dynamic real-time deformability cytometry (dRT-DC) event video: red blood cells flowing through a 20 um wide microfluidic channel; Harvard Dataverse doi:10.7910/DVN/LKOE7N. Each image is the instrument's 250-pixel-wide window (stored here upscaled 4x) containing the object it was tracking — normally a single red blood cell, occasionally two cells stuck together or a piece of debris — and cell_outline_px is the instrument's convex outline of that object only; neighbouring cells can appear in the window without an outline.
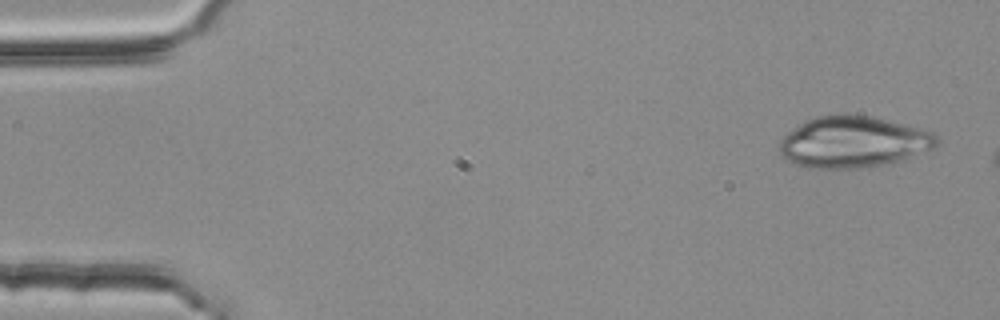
{"species": "common noctule bat (a hibernating species)", "species_latin": "Nyctalus noctula", "temperature_condition": "room temperature", "stored_images_in_passage": 3, "camera_frame_rate_fps": 3000, "um_per_image_px": 0.085, "animal": {"sex": "female", "body_mass_g": 25.1}, "frame": {"image": 1, "passage_image": 1, "time_ms": 0.0, "image_size_px": [1000, 320], "cell_outline_px": [[940, 140], [932, 148], [884, 164], [856, 168], [808, 168], [792, 164], [780, 156], [780, 140], [792, 128], [816, 116], [868, 116], [888, 120], [920, 128], [932, 132]], "centroid_in_image_um": [72.46, 12.08], "position_along_channel_um": 12.5, "area_um2": 46.12}}